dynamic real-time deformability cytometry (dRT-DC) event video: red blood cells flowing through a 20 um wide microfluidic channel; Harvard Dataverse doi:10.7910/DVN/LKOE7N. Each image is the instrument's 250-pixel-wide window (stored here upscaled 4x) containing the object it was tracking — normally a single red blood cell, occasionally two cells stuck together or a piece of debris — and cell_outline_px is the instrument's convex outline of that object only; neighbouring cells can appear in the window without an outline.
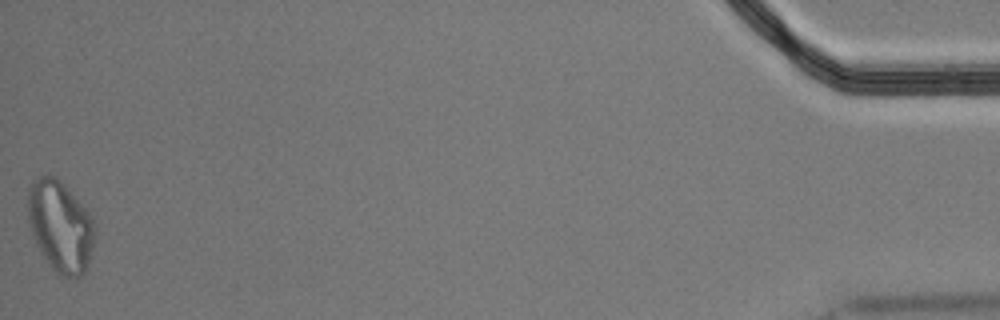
{"species": "Egyptian fruit bat (a non-hibernating species)", "species_latin": "Rousettus aegyptiacus", "temperature_condition": "cold", "stored_images_in_passage": 49, "segment_of_instrument_passage": [2, 2], "camera_frame_rate_fps": 3000, "um_per_image_px": 0.085, "animal": {"sex": "male"}, "frame": {"image": 1, "passage_image": 49, "time_ms": 16.0, "image_size_px": [1000, 320], "cell_outline_px": [[96, 236], [88, 268], [80, 276], [60, 276], [48, 264], [40, 252], [36, 244], [28, 224], [28, 188], [32, 180], [40, 176], [56, 176], [60, 180], [92, 216], [96, 228]], "centroid_in_image_um": [5.14, 19.24], "position_along_channel_um": 430.1, "area_um2": 35.89}}